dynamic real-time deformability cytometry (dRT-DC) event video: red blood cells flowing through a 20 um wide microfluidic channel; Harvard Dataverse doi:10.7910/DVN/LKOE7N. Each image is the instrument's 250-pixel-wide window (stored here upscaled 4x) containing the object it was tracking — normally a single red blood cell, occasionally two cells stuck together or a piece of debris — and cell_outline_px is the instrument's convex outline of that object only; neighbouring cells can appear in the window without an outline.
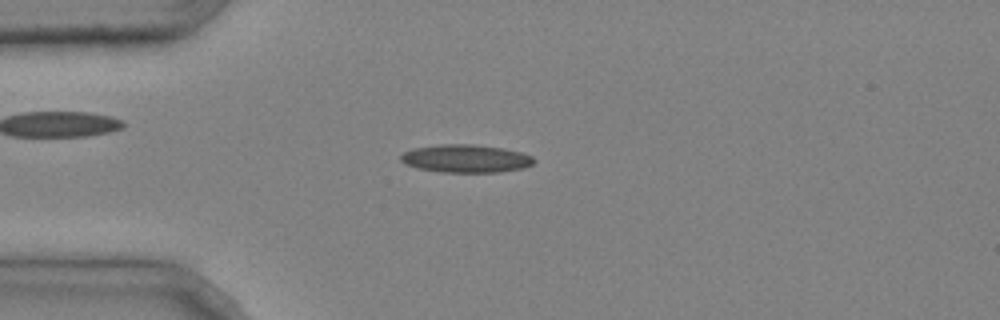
{"species": "common noctule bat (a hibernating species)", "species_latin": "Nyctalus noctula", "temperature_condition": "cold", "stored_images_in_passage": 3, "camera_frame_rate_fps": 3000, "um_per_image_px": 0.085, "animal": {"sex": "male", "body_mass_g": 20.4}, "frame": {"image": 1, "passage_image": 3, "time_ms": 0.667, "image_size_px": [1000, 320], "cell_outline_px": [[536, 160], [532, 164], [524, 168], [500, 172], [440, 172], [416, 168], [404, 164], [400, 160], [400, 156], [404, 152], [412, 148], [440, 144], [472, 144], [504, 148], [520, 152], [532, 156]], "centroid_in_image_um": [39.57, 13.48], "position_along_channel_um": 45.4, "area_um2": 21.91}}